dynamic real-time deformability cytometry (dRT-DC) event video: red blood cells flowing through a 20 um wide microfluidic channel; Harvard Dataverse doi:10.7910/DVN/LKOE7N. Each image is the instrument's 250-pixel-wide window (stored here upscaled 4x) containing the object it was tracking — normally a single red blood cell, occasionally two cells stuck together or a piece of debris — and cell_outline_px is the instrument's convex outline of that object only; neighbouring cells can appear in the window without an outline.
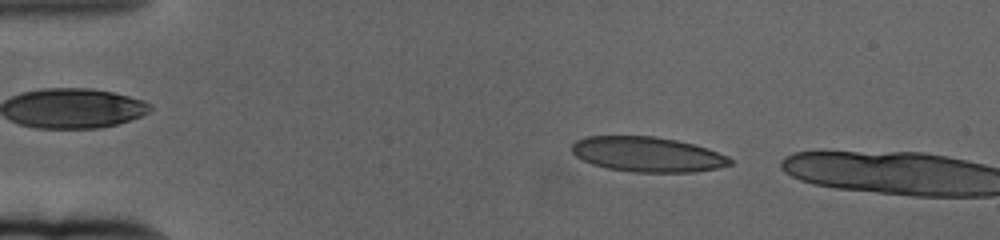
{"species": "human", "species_latin": "Homo sapiens", "temperature_condition": "cold", "stored_images_in_passage": 7, "camera_frame_rate_fps": 3000, "um_per_image_px": 0.085, "donor": {"sex": "female"}, "frame": {"image": 1, "passage_image": 4, "time_ms": 1.0, "image_size_px": [1000, 240], "cell_outline_px": [[732, 164], [716, 168], [692, 172], [632, 172], [608, 168], [592, 164], [576, 156], [572, 152], [572, 144], [576, 140], [588, 136], [656, 136], [676, 140], [708, 148], [728, 156], [732, 160]], "centroid_in_image_um": [55.03, 13.12], "position_along_channel_um": 30.0, "area_um2": 32.19}}